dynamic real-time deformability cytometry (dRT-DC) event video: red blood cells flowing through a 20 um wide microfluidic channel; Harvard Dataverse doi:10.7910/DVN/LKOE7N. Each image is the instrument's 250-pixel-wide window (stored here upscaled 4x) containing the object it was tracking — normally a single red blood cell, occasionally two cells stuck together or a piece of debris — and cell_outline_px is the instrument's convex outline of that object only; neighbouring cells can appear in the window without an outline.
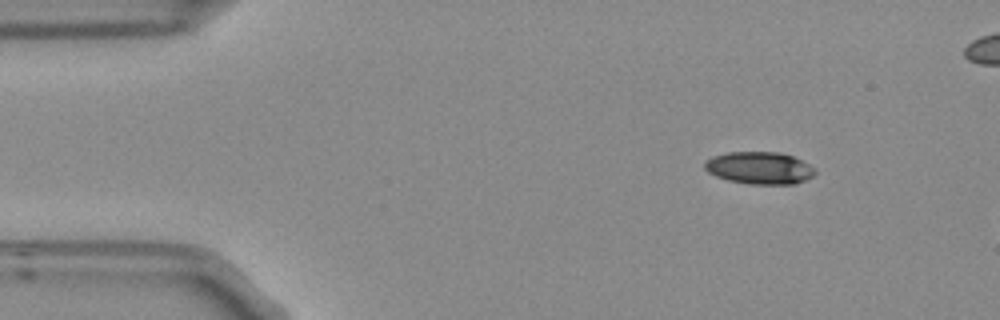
{"species": "Egyptian fruit bat (a non-hibernating species)", "species_latin": "Rousettus aegyptiacus", "temperature_condition": "room temperature", "stored_images_in_passage": 3, "camera_frame_rate_fps": 3000, "um_per_image_px": 0.085, "frame": {"image": 1, "passage_image": 1, "time_ms": 0.0, "image_size_px": [1000, 320], "cell_outline_px": [[816, 172], [812, 176], [796, 184], [752, 184], [728, 180], [716, 176], [708, 172], [704, 168], [704, 160], [712, 156], [728, 152], [780, 152], [792, 156], [816, 168]], "centroid_in_image_um": [64.53, 14.27], "position_along_channel_um": 20.5, "area_um2": 20.81}}